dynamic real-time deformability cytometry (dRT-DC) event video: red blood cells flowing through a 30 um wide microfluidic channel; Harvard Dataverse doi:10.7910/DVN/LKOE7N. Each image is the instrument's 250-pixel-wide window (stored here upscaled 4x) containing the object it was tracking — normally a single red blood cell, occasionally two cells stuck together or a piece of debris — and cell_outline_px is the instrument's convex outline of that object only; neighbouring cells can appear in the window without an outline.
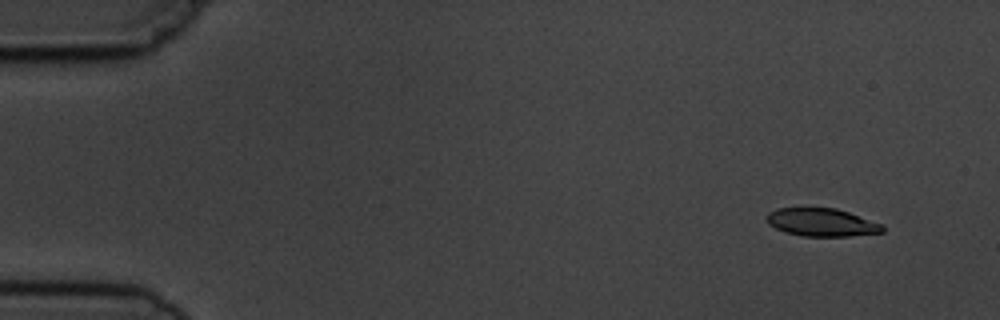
{"species": "common noctule bat (a hibernating species)", "species_latin": "Nyctalus noctula", "temperature_condition": "cold", "stored_images_in_passage": 6, "camera_frame_rate_fps": 3000, "um_per_image_px": 0.085, "animal": {"sex": "male", "body_mass_g": 19.5, "forearm_length_mm": 54.6}, "frame": {"image": 1, "passage_image": 2, "time_ms": 1.0, "image_size_px": [1000, 320], "cell_outline_px": [[884, 232], [848, 236], [804, 236], [784, 232], [768, 224], [764, 216], [768, 212], [776, 208], [836, 208], [884, 224]], "centroid_in_image_um": [69.82, 18.89], "position_along_channel_um": 15.2, "area_um2": 19.02}}
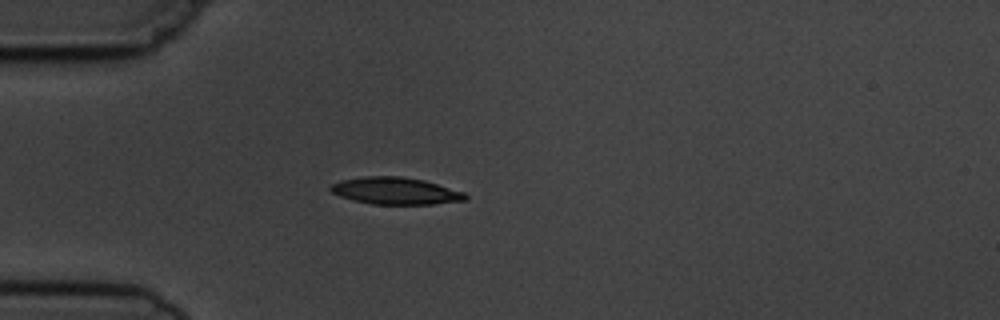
{"frame": {"image": 2, "passage_image": 5, "time_ms": 4.667, "image_size_px": [1000, 320], "cell_outline_px": [[468, 200], [432, 204], [372, 204], [340, 196], [332, 192], [328, 188], [332, 184], [340, 180], [364, 176], [400, 176], [424, 180], [464, 192], [468, 196]], "centroid_in_image_um": [33.63, 16.22], "position_along_channel_um": 51.4, "area_um2": 21.15}}